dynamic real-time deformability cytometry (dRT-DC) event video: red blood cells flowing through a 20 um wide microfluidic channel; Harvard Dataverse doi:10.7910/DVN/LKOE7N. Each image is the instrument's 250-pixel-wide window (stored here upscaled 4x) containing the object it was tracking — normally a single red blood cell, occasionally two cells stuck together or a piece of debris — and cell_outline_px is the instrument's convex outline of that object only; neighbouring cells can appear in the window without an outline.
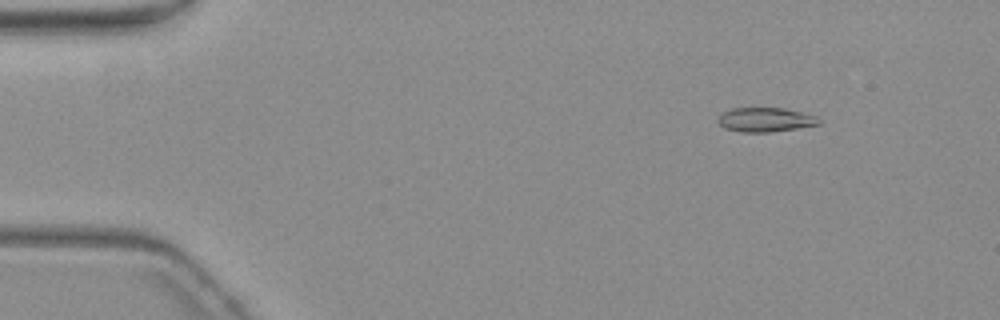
{"species": "common noctule bat (a hibernating species)", "species_latin": "Nyctalus noctula", "temperature_condition": "warm", "stored_images_in_passage": 4, "camera_frame_rate_fps": 3000, "um_per_image_px": 0.085, "animal": {"sex": "female", "body_mass_g": 19.3, "forearm_length_mm": 54.1}, "frame": {"image": 1, "passage_image": 1, "time_ms": 0.0, "image_size_px": [1000, 320], "cell_outline_px": [[820, 124], [796, 128], [768, 132], [740, 132], [724, 128], [716, 120], [716, 116], [732, 108], [784, 108], [804, 112], [816, 116], [820, 120]], "centroid_in_image_um": [65.03, 10.17], "position_along_channel_um": 20.0, "area_um2": 14.33}}
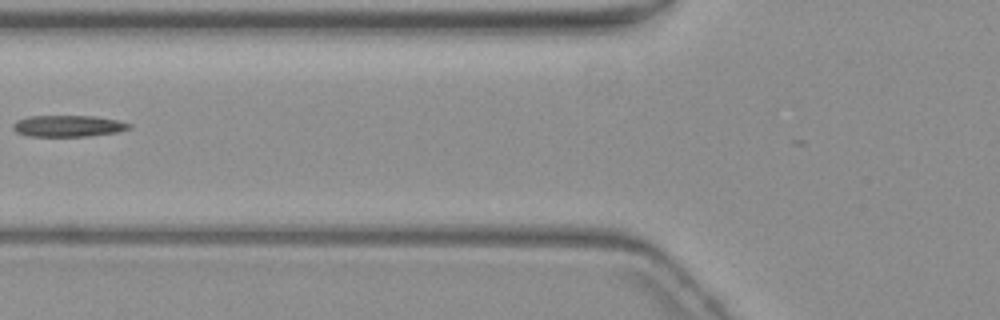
{"frame": {"image": 2, "passage_image": 4, "time_ms": 5.333, "image_size_px": [1000, 320], "cell_outline_px": [[132, 128], [116, 132], [88, 136], [28, 136], [16, 132], [12, 128], [12, 124], [16, 120], [28, 116], [96, 116], [116, 120], [132, 124]], "centroid_in_image_um": [5.77, 10.7], "position_along_channel_um": 120.0, "area_um2": 14.57}}